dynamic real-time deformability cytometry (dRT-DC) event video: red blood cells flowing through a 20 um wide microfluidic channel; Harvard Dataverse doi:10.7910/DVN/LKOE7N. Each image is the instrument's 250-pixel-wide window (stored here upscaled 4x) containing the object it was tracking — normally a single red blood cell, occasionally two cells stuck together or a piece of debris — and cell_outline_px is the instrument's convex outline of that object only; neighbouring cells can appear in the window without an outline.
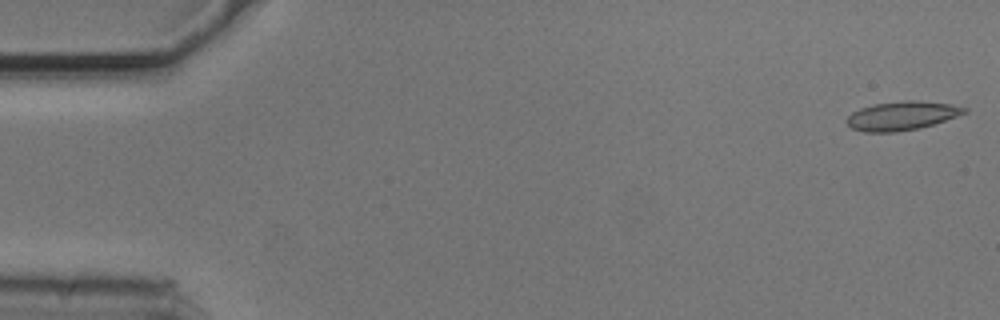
{"species": "common noctule bat (a hibernating species)", "species_latin": "Nyctalus noctula", "temperature_condition": "cold", "stored_images_in_passage": 51, "camera_frame_rate_fps": 3000, "um_per_image_px": 0.085, "animal": {"sex": "male", "body_mass_g": 20.5, "forearm_length_mm": 52.5}, "frame": {"image": 1, "passage_image": 1, "time_ms": 0.0, "image_size_px": [1000, 320], "cell_outline_px": [[968, 112], [920, 128], [896, 132], [864, 132], [852, 128], [844, 120], [852, 112], [860, 108], [876, 104], [908, 100], [916, 100], [952, 104], [968, 108]], "centroid_in_image_um": [76.65, 9.84], "position_along_channel_um": 8.4, "area_um2": 19.65}}
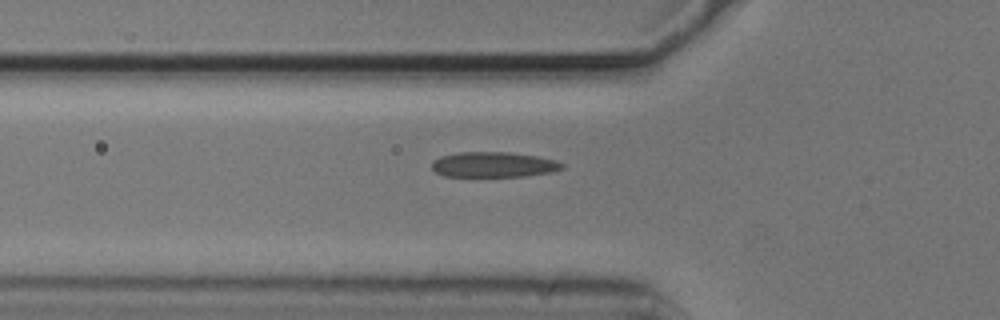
{"frame": {"image": 2, "passage_image": 18, "time_ms": 5.667, "image_size_px": [1000, 320], "cell_outline_px": [[564, 168], [552, 172], [524, 176], [444, 176], [436, 172], [432, 168], [432, 160], [440, 156], [460, 152], [508, 152], [536, 156], [556, 160], [564, 164]], "centroid_in_image_um": [41.95, 13.99], "position_along_channel_um": 83.8, "area_um2": 19.19}}
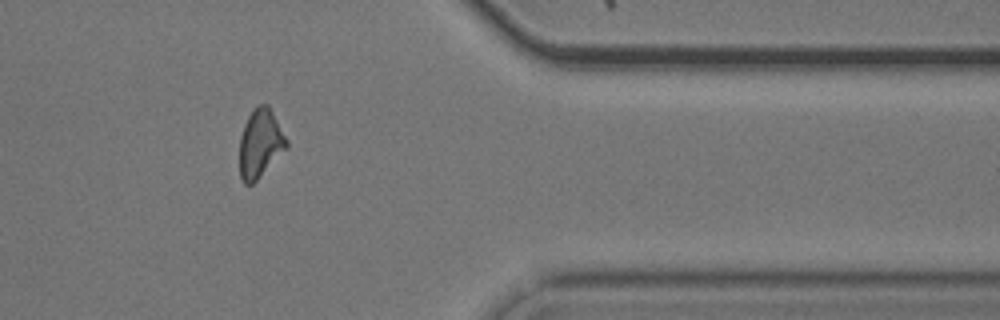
{"frame": {"image": 3, "passage_image": 44, "time_ms": 14.333, "image_size_px": [1000, 320], "cell_outline_px": [[288, 148], [252, 184], [244, 184], [240, 176], [240, 136], [244, 124], [252, 108], [260, 104], [268, 104], [288, 140]], "centroid_in_image_um": [22.13, 12.17], "position_along_channel_um": 389.3, "area_um2": 18.79}, "authors_computed_cell_mechanics": {"area_um2": 18.9584, "velocity_mm_per_s": 3.7296, "shape_relaxation_time_tau1_ms": 8.6372, "shape_relaxation_time_tau2_ms": 1.2455, "deformation_change_tau1": 0.2045, "deformation_change_tau2": 0.0855}}